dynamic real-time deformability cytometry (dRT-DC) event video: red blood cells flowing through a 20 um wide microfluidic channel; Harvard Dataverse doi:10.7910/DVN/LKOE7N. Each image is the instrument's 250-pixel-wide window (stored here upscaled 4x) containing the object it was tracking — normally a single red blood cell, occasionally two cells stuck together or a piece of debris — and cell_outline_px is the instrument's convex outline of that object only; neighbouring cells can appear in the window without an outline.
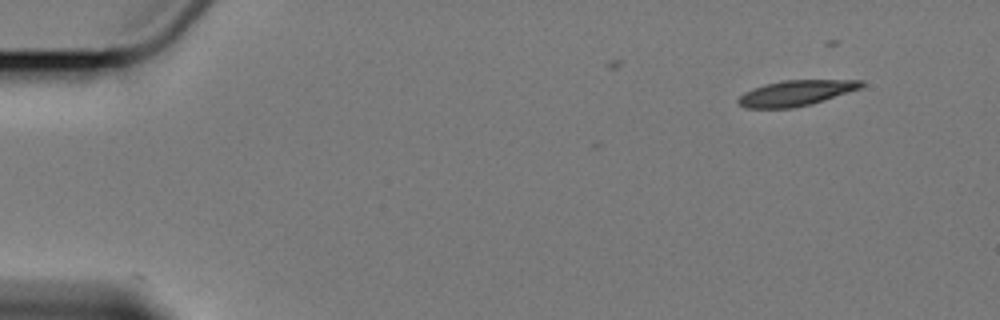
{"species": "Egyptian fruit bat (a non-hibernating species)", "species_latin": "Rousettus aegyptiacus", "temperature_condition": "cold", "stored_images_in_passage": 4, "camera_frame_rate_fps": 3000, "um_per_image_px": 0.085, "animal": {"sex": "female"}, "frame": {"image": 1, "passage_image": 1, "time_ms": 0.0, "image_size_px": [1000, 320], "cell_outline_px": [[864, 84], [860, 88], [812, 104], [792, 108], [744, 108], [736, 100], [744, 92], [752, 88], [764, 84], [784, 80], [864, 80]], "centroid_in_image_um": [67.62, 7.91], "position_along_channel_um": 17.4, "area_um2": 18.26}}